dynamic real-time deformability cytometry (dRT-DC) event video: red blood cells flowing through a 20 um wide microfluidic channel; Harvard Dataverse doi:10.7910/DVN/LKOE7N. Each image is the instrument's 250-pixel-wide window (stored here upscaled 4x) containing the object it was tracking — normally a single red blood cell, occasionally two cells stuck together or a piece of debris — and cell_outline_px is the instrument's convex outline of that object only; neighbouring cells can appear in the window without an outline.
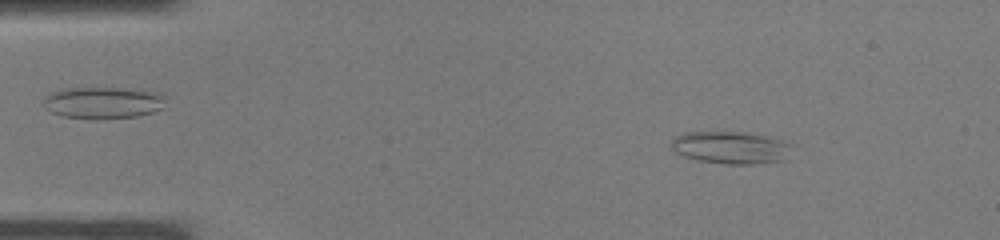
{"species": "common noctule bat (a hibernating species)", "species_latin": "Nyctalus noctula", "temperature_condition": "warm", "stored_images_in_passage": 36, "camera_frame_rate_fps": 3000, "um_per_image_px": 0.085, "animal": {"sex": "male", "body_mass_g": 19.0, "forearm_length_mm": 50.8}, "frame": {"image": 1, "passage_image": 4, "time_ms": 1.0, "image_size_px": [1000, 240], "cell_outline_px": [[788, 144], [784, 160], [756, 164], [728, 164], [700, 160], [684, 156], [676, 152], [672, 148], [672, 140], [676, 136], [684, 132], [744, 132], [768, 136], [780, 140]], "centroid_in_image_um": [62.05, 12.53], "position_along_channel_um": 22.9, "area_um2": 22.25}}
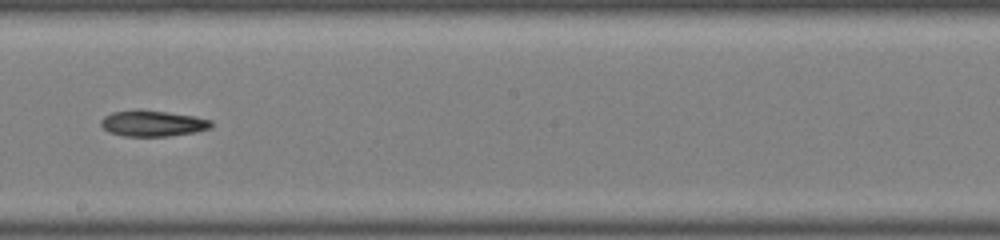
{"frame": {"image": 2, "passage_image": 20, "time_ms": 6.333, "image_size_px": [1000, 240], "cell_outline_px": [[212, 124], [208, 128], [196, 132], [168, 136], [124, 136], [108, 132], [100, 124], [100, 120], [104, 116], [112, 112], [136, 108], [140, 108], [168, 112], [192, 116], [212, 120]], "centroid_in_image_um": [12.92, 10.47], "position_along_channel_um": 235.3, "area_um2": 16.88}}
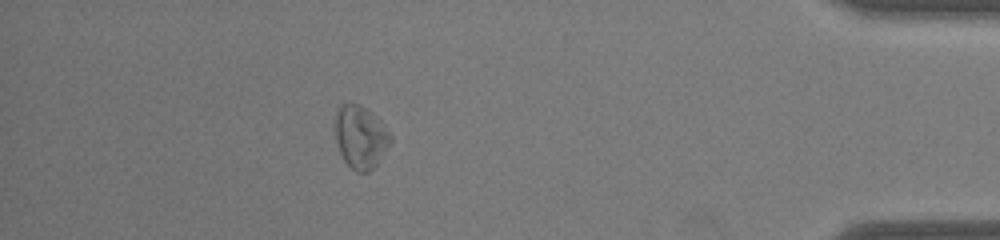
{"frame": {"image": 3, "passage_image": 32, "time_ms": 10.333, "image_size_px": [1000, 240], "cell_outline_px": [[392, 140], [376, 164], [368, 172], [356, 172], [344, 160], [340, 152], [336, 140], [336, 116], [340, 108], [344, 104], [360, 104], [372, 112], [380, 120], [392, 136]], "centroid_in_image_um": [30.67, 11.65], "position_along_channel_um": 404.5, "area_um2": 19.83}}